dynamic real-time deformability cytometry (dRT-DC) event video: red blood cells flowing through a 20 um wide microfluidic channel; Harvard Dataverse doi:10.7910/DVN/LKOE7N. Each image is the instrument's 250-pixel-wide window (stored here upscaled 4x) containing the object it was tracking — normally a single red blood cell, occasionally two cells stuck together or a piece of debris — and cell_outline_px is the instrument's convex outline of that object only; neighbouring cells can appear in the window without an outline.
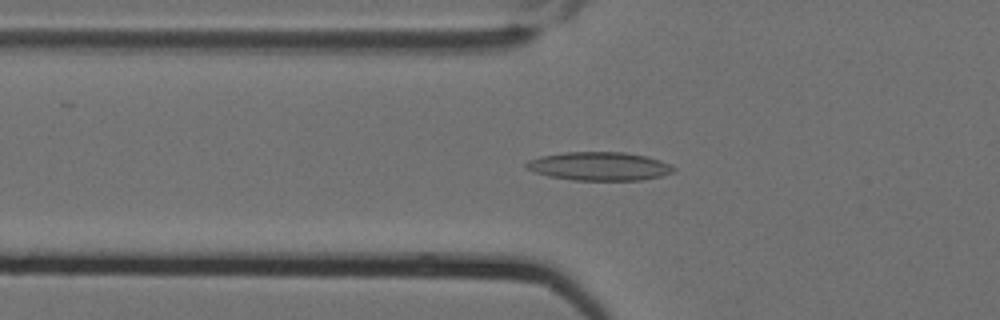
{"species": "Egyptian fruit bat (a non-hibernating species)", "species_latin": "Rousettus aegyptiacus", "temperature_condition": "cold", "stored_images_in_passage": 4, "camera_frame_rate_fps": 3000, "um_per_image_px": 0.085, "animal": {"sex": "female"}, "frame": {"image": 1, "passage_image": 4, "time_ms": 1.0, "image_size_px": [1000, 320], "cell_outline_px": [[676, 172], [660, 176], [640, 180], [572, 180], [548, 176], [524, 168], [524, 164], [528, 160], [540, 156], [564, 152], [624, 152], [644, 156], [660, 160], [676, 168]], "centroid_in_image_um": [50.91, 14.13], "position_along_channel_um": 74.9, "area_um2": 24.51}}